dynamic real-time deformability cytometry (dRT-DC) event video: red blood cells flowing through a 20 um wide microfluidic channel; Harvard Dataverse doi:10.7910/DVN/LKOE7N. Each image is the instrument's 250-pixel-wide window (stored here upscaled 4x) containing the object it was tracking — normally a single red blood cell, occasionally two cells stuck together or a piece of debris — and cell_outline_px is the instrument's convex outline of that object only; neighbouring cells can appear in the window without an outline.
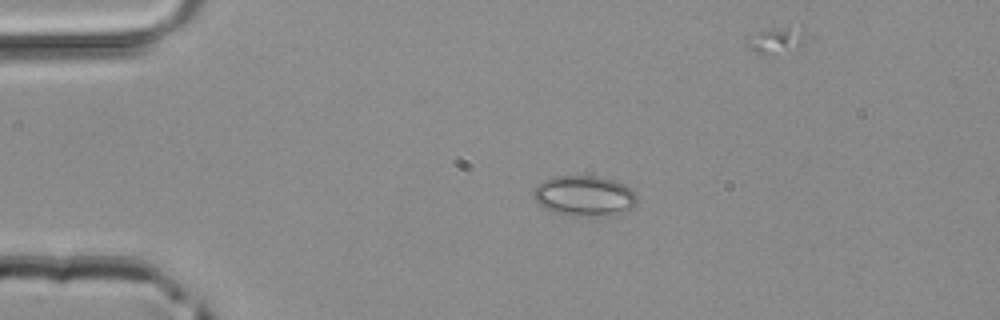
{"species": "common noctule bat (a hibernating species)", "species_latin": "Nyctalus noctula", "temperature_condition": "room temperature", "stored_images_in_passage": 40, "camera_frame_rate_fps": 3000, "um_per_image_px": 0.085, "animal": {"sex": "male", "body_mass_g": 20.4}, "frame": {"image": 1, "passage_image": 2, "time_ms": 0.333, "image_size_px": [1000, 320], "cell_outline_px": [[636, 204], [632, 208], [624, 212], [608, 216], [580, 216], [552, 212], [544, 208], [532, 196], [536, 184], [552, 176], [600, 176], [616, 180], [632, 188], [636, 192]], "centroid_in_image_um": [49.7, 16.64], "position_along_channel_um": 35.3, "area_um2": 24.8}}
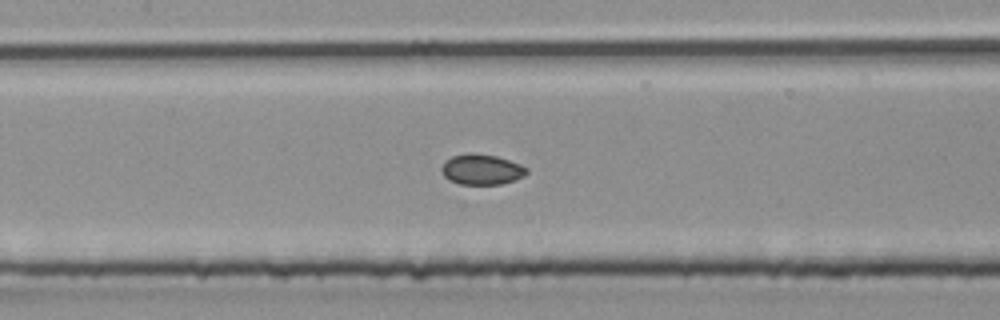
{"frame": {"image": 2, "passage_image": 14, "time_ms": 4.333, "image_size_px": [1000, 320], "cell_outline_px": [[528, 172], [524, 176], [500, 184], [460, 184], [448, 180], [444, 176], [440, 168], [444, 160], [452, 156], [468, 152], [472, 152], [496, 156], [520, 164], [528, 168]], "centroid_in_image_um": [40.89, 14.39], "position_along_channel_um": 166.5, "area_um2": 15.2}}
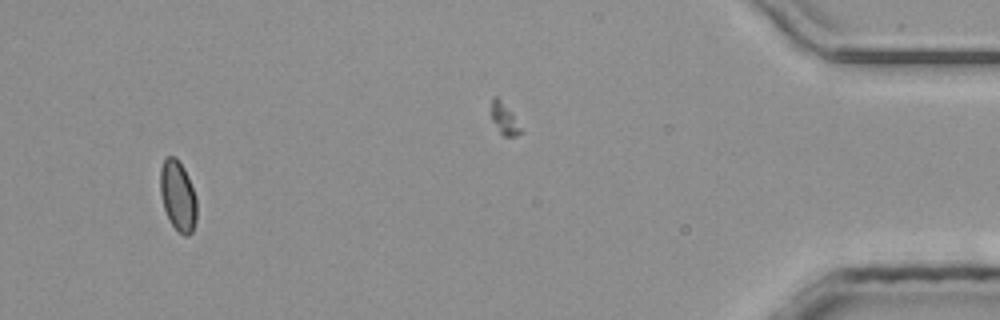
{"frame": {"image": 3, "passage_image": 37, "time_ms": 12.0, "image_size_px": [1000, 320], "cell_outline_px": [[196, 220], [192, 232], [188, 236], [184, 236], [168, 220], [164, 208], [160, 192], [160, 168], [164, 160], [168, 156], [176, 156], [184, 168], [188, 176], [196, 196]], "centroid_in_image_um": [15.12, 16.63], "position_along_channel_um": 420.1, "area_um2": 15.03}}